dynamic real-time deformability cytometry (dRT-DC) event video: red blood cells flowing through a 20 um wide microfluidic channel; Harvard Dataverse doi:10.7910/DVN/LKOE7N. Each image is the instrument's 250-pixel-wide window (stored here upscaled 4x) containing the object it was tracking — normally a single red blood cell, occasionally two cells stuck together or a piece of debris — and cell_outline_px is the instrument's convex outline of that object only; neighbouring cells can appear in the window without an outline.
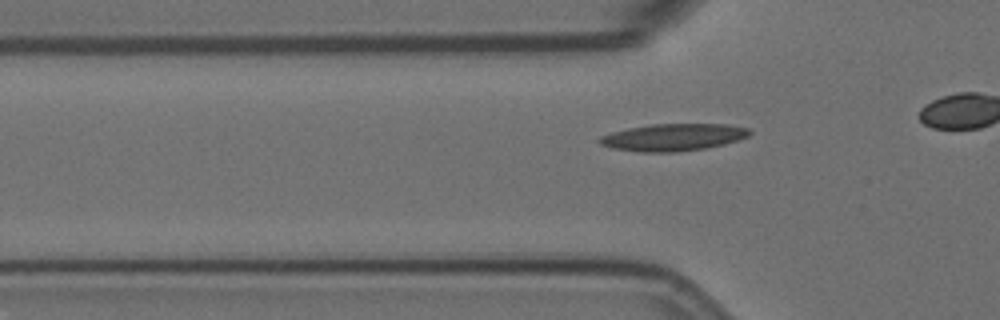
{"species": "Egyptian fruit bat (a non-hibernating species)", "species_latin": "Rousettus aegyptiacus", "temperature_condition": "room temperature", "stored_images_in_passage": 35, "camera_frame_rate_fps": 3000, "um_per_image_px": 0.085, "animal": {"sex": "female"}, "frame": {"image": 1, "passage_image": 8, "time_ms": 2.333, "image_size_px": [1000, 320], "cell_outline_px": [[752, 132], [748, 136], [724, 144], [704, 148], [676, 152], [644, 152], [612, 148], [600, 144], [596, 140], [600, 136], [612, 132], [628, 128], [652, 124], [724, 124], [748, 128]], "centroid_in_image_um": [57.19, 11.66], "position_along_channel_um": 68.6, "area_um2": 23.58}}
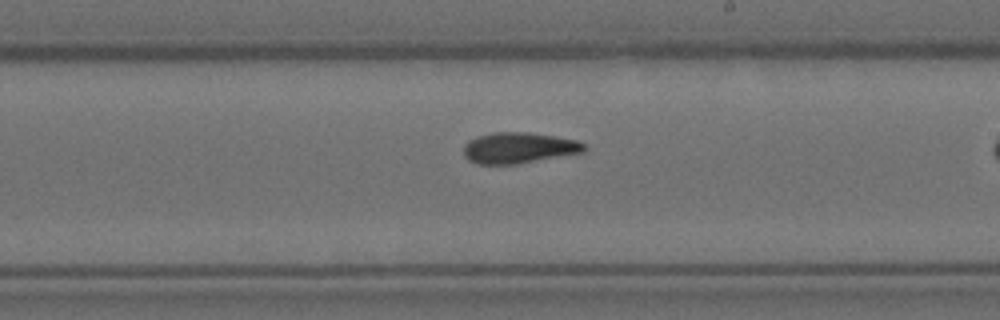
{"frame": {"image": 2, "passage_image": 23, "time_ms": 7.333, "image_size_px": [1000, 320], "cell_outline_px": [[588, 148], [584, 152], [516, 164], [476, 164], [468, 160], [464, 156], [464, 144], [468, 140], [476, 136], [492, 132], [528, 132], [556, 136], [576, 140], [584, 144]], "centroid_in_image_um": [44.07, 12.56], "position_along_channel_um": 244.9, "area_um2": 21.91}}
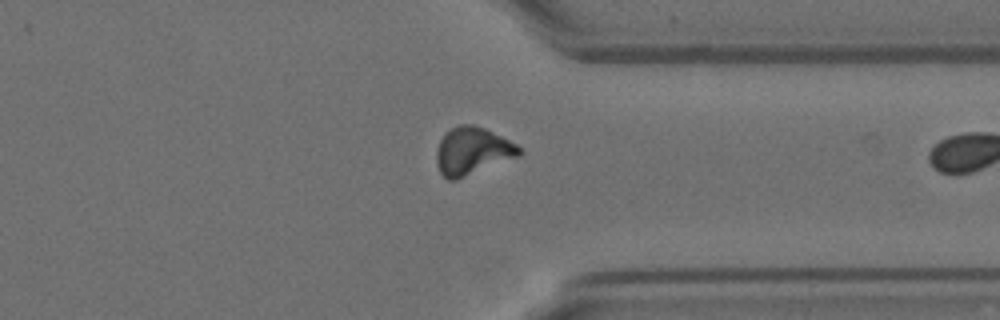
{"frame": {"image": 3, "passage_image": 34, "time_ms": 11.0, "image_size_px": [1000, 320], "cell_outline_px": [[524, 152], [520, 156], [456, 180], [448, 180], [440, 172], [436, 164], [436, 152], [440, 140], [444, 132], [460, 124], [472, 124], [484, 128], [516, 144]], "centroid_in_image_um": [40.14, 12.84], "position_along_channel_um": 371.3, "area_um2": 22.95}}